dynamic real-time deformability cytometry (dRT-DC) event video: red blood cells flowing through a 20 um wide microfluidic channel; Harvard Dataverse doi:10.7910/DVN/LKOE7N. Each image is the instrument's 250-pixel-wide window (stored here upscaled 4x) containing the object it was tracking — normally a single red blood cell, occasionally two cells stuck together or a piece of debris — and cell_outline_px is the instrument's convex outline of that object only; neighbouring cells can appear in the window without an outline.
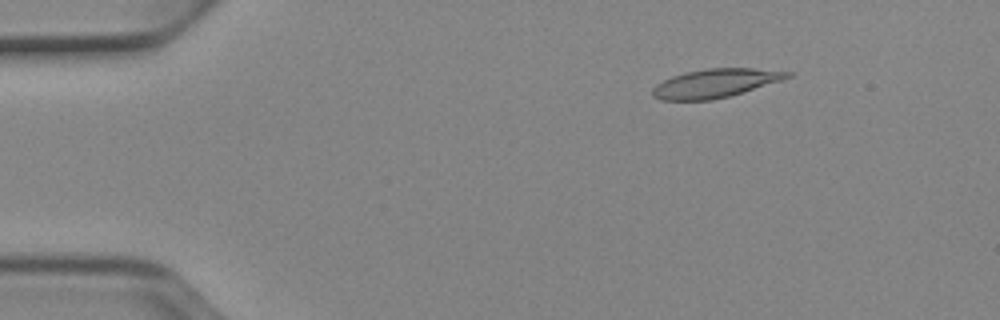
{"species": "Egyptian fruit bat (a non-hibernating species)", "species_latin": "Rousettus aegyptiacus", "temperature_condition": "cold", "stored_images_in_passage": 52, "camera_frame_rate_fps": 3000, "um_per_image_px": 0.085, "animal": {"sex": "female"}, "frame": {"image": 1, "passage_image": 8, "time_ms": 2.333, "image_size_px": [1000, 320], "cell_outline_px": [[796, 72], [792, 76], [780, 80], [728, 96], [712, 100], [660, 100], [652, 96], [652, 88], [656, 84], [672, 76], [684, 72], [704, 68], [752, 68]], "centroid_in_image_um": [60.76, 7.06], "position_along_channel_um": 24.2, "area_um2": 22.43}}
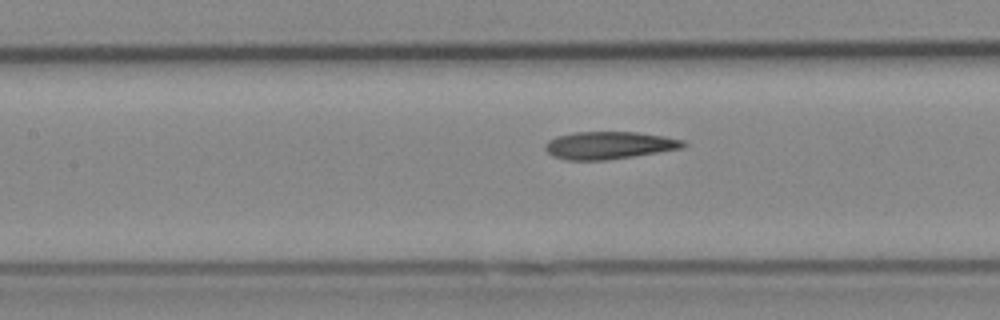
{"frame": {"image": 2, "passage_image": 24, "time_ms": 7.667, "image_size_px": [1000, 320], "cell_outline_px": [[688, 144], [684, 148], [632, 156], [604, 160], [568, 160], [552, 156], [544, 148], [544, 144], [548, 140], [556, 136], [576, 132], [636, 132], [664, 136], [684, 140]], "centroid_in_image_um": [51.77, 12.34], "position_along_channel_um": 155.6, "area_um2": 22.14}}
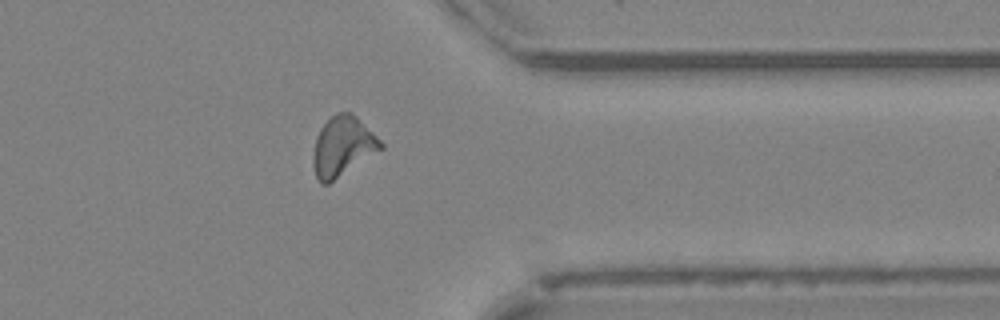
{"frame": {"image": 3, "passage_image": 42, "time_ms": 13.667, "image_size_px": [1000, 320], "cell_outline_px": [[384, 148], [328, 184], [320, 184], [316, 180], [312, 164], [312, 156], [316, 136], [320, 128], [336, 112], [348, 112], [356, 116], [384, 144]], "centroid_in_image_um": [29.09, 12.47], "position_along_channel_um": 382.3, "area_um2": 23.52}, "authors_computed_cell_mechanics": {"area_um2": 22.3397, "velocity_mm_per_s": 3.9113, "shape_relaxation_time_tau1_ms": 7.4134, "shape_relaxation_time_tau2_ms": 4.1726, "deformation_change_tau1": 0.2034, "deformation_change_tau2": 0.1425}}